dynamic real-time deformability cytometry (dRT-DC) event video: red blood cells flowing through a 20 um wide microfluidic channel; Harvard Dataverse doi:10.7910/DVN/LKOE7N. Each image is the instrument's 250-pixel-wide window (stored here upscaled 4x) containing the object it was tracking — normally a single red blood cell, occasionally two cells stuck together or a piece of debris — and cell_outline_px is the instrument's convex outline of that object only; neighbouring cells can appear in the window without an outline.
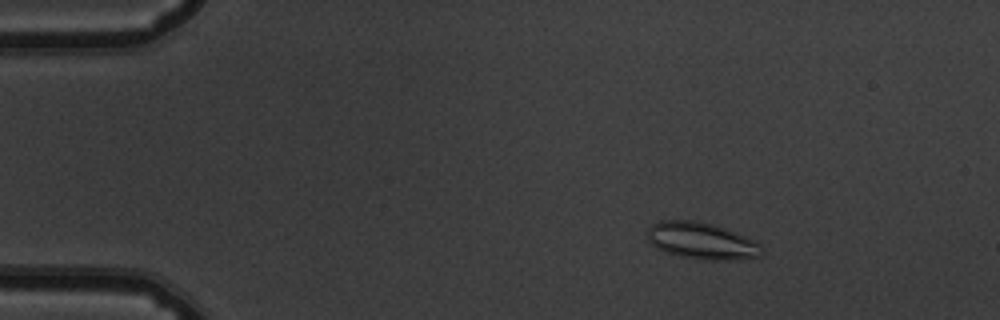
{"species": "common noctule bat (a hibernating species)", "species_latin": "Nyctalus noctula", "temperature_condition": "warm", "stored_images_in_passage": 48, "camera_frame_rate_fps": 3000, "um_per_image_px": 0.085, "animal": {"sex": "male", "body_mass_g": 19.5, "forearm_length_mm": 54.6}, "frame": {"image": 1, "passage_image": 3, "time_ms": 0.667, "image_size_px": [1000, 320], "cell_outline_px": [[764, 256], [736, 260], [704, 260], [680, 256], [656, 248], [648, 240], [648, 228], [652, 224], [660, 220], [696, 220], [712, 224], [736, 232], [756, 240], [760, 244], [764, 252]], "centroid_in_image_um": [59.69, 20.48], "position_along_channel_um": 25.3, "area_um2": 24.8}}
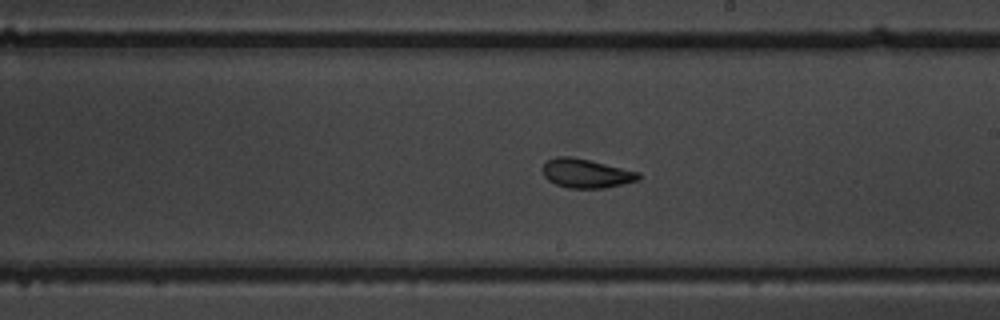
{"frame": {"image": 2, "passage_image": 26, "time_ms": 8.333, "image_size_px": [1000, 320], "cell_outline_px": [[640, 180], [604, 188], [568, 188], [556, 184], [548, 180], [544, 176], [540, 168], [548, 160], [556, 156], [572, 156], [640, 172]], "centroid_in_image_um": [49.8, 14.73], "position_along_channel_um": 239.2, "area_um2": 16.3}}
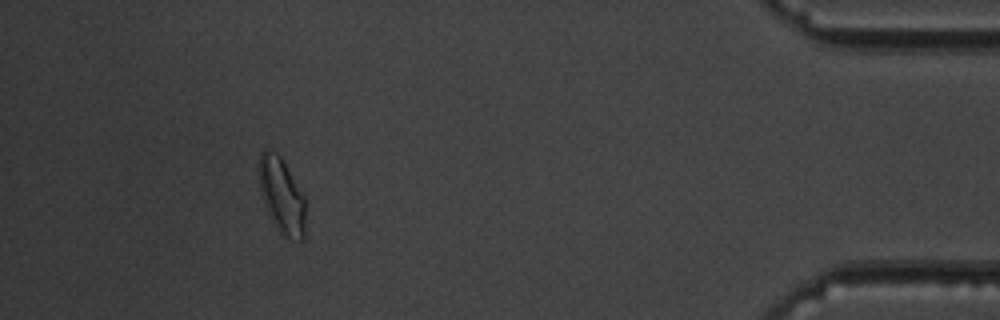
{"frame": {"image": 3, "passage_image": 44, "time_ms": 14.333, "image_size_px": [1000, 320], "cell_outline_px": [[304, 240], [292, 240], [280, 236], [268, 212], [260, 188], [260, 152], [264, 148], [268, 148], [276, 152], [280, 156], [304, 196]], "centroid_in_image_um": [23.95, 16.67], "position_along_channel_um": 411.2, "area_um2": 20.17}, "authors_computed_cell_mechanics": {"area_um2": 17.1088, "velocity_mm_per_s": 3.7809, "shape_relaxation_time_tau1_ms": 9.712, "shape_relaxation_time_tau2_ms": 1.9861, "deformation_change_tau1": 0.213, "deformation_change_tau2": 0.0526}}